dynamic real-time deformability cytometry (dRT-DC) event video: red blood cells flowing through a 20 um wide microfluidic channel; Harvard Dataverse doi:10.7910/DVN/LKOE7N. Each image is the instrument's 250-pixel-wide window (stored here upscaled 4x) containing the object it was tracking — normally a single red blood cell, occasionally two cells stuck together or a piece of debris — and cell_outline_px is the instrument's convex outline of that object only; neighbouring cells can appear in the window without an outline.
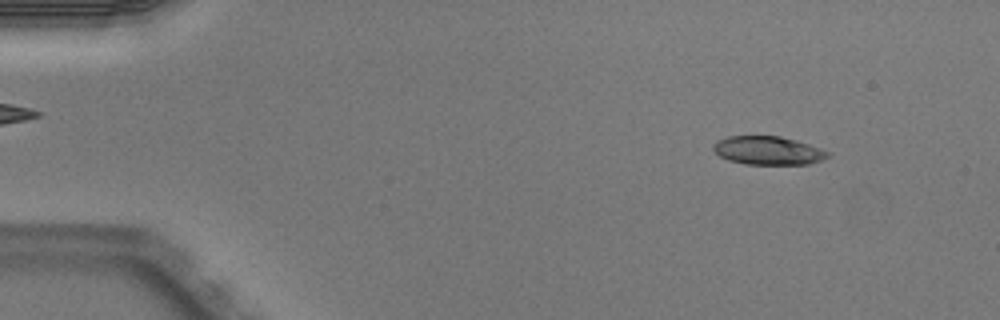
{"species": "Egyptian fruit bat (a non-hibernating species)", "species_latin": "Rousettus aegyptiacus", "temperature_condition": "warm", "stored_images_in_passage": 5, "camera_frame_rate_fps": 3000, "um_per_image_px": 0.085, "animal": {"sex": "male"}, "frame": {"image": 1, "passage_image": 1, "time_ms": 0.0, "image_size_px": [1000, 320], "cell_outline_px": [[832, 152], [828, 156], [820, 160], [808, 164], [744, 164], [728, 160], [720, 156], [712, 148], [712, 144], [716, 140], [728, 136], [780, 136], [796, 140]], "centroid_in_image_um": [65.26, 12.79], "position_along_channel_um": 19.7, "area_um2": 19.02}}
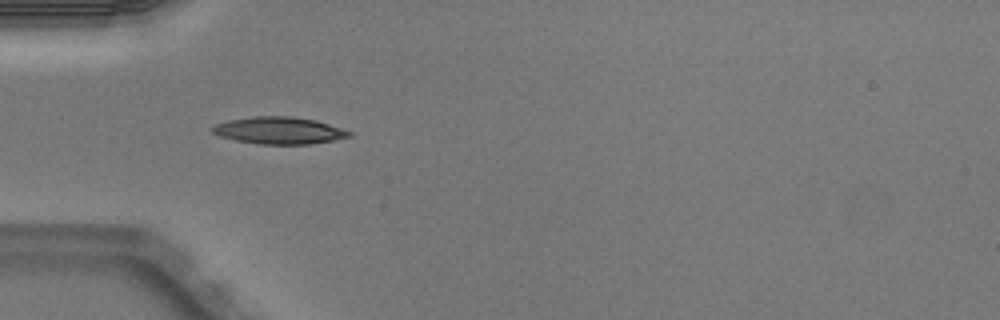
{"frame": {"image": 2, "passage_image": 4, "time_ms": 1.0, "image_size_px": [1000, 320], "cell_outline_px": [[352, 136], [332, 140], [308, 144], [260, 144], [236, 140], [220, 136], [212, 132], [208, 128], [216, 124], [228, 120], [252, 116], [292, 116], [316, 120], [352, 132]], "centroid_in_image_um": [23.68, 11.08], "position_along_channel_um": 61.3, "area_um2": 21.5}}